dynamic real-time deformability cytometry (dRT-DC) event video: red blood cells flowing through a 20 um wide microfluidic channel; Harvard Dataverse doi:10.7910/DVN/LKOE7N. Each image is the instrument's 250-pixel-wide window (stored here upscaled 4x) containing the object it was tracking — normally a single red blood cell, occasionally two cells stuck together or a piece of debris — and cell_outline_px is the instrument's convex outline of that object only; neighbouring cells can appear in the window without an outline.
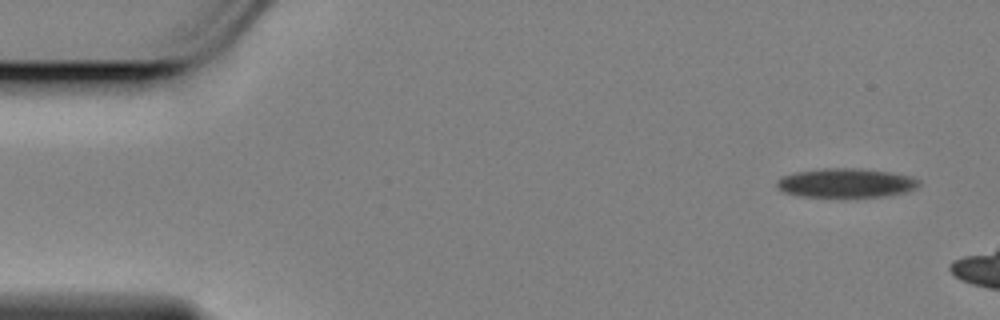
{"species": "Egyptian fruit bat (a non-hibernating species)", "species_latin": "Rousettus aegyptiacus", "temperature_condition": "cold", "stored_images_in_passage": 7, "camera_frame_rate_fps": 3000, "um_per_image_px": 0.085, "animal": {"sex": "female"}, "frame": {"image": 1, "passage_image": 1, "time_ms": 0.0, "image_size_px": [1000, 320], "cell_outline_px": [[920, 184], [916, 188], [908, 192], [884, 196], [796, 196], [784, 192], [776, 188], [776, 180], [780, 176], [796, 172], [824, 168], [860, 168], [888, 172], [912, 176], [920, 180]], "centroid_in_image_um": [71.89, 15.54], "position_along_channel_um": 13.1, "area_um2": 24.22}}